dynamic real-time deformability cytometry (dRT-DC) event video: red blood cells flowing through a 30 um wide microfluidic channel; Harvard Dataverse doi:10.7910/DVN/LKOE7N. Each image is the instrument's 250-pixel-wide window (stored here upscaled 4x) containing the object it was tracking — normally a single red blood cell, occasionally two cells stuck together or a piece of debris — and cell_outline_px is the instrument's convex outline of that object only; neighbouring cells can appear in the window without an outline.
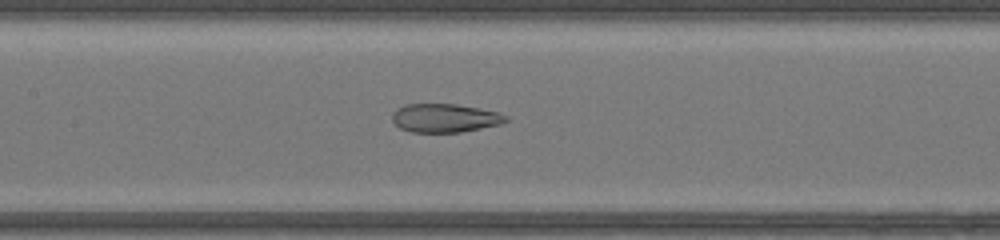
{"species": "common noctule bat (a hibernating species)", "species_latin": "Nyctalus noctula", "temperature_condition": "warm", "stored_images_in_passage": 38, "camera_frame_rate_fps": 3000, "um_per_image_px": 0.085, "animal": {"sex": "female", "body_mass_g": 17.0, "forearm_length_mm": 48.0}, "frame": {"image": 1, "passage_image": 14, "time_ms": 4.333, "image_size_px": [1000, 240], "cell_outline_px": [[504, 120], [492, 124], [476, 128], [456, 132], [416, 132], [404, 128], [396, 124], [396, 112], [400, 108], [412, 104], [448, 104], [472, 108], [492, 112]], "centroid_in_image_um": [37.68, 10.04], "position_along_channel_um": 169.7, "area_um2": 16.88}}
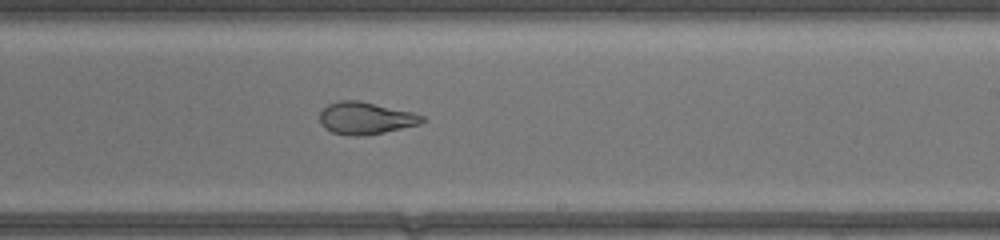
{"frame": {"image": 2, "passage_image": 20, "time_ms": 6.333, "image_size_px": [1000, 240], "cell_outline_px": [[424, 120], [416, 124], [380, 132], [336, 132], [328, 128], [320, 120], [320, 116], [324, 108], [332, 104], [372, 104], [408, 112], [420, 116]], "centroid_in_image_um": [31.1, 10.05], "position_along_channel_um": 257.9, "area_um2": 16.18}}
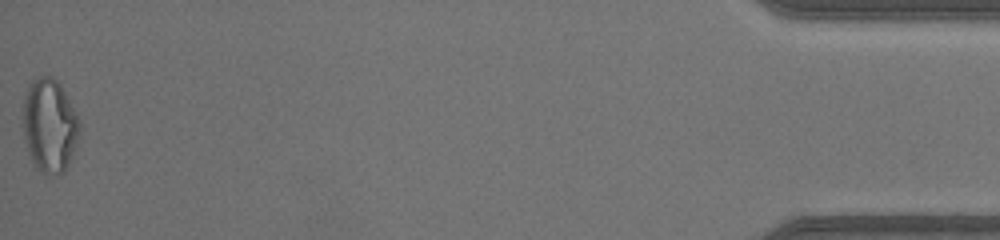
{"frame": {"image": 3, "passage_image": 38, "time_ms": 12.333, "image_size_px": [1000, 240], "cell_outline_px": [[72, 132], [64, 164], [60, 168], [40, 160], [36, 156], [32, 148], [28, 136], [28, 96], [32, 88], [40, 80], [56, 84], [72, 116]], "centroid_in_image_um": [4.16, 10.51], "position_along_channel_um": 431.0, "area_um2": 21.56}}